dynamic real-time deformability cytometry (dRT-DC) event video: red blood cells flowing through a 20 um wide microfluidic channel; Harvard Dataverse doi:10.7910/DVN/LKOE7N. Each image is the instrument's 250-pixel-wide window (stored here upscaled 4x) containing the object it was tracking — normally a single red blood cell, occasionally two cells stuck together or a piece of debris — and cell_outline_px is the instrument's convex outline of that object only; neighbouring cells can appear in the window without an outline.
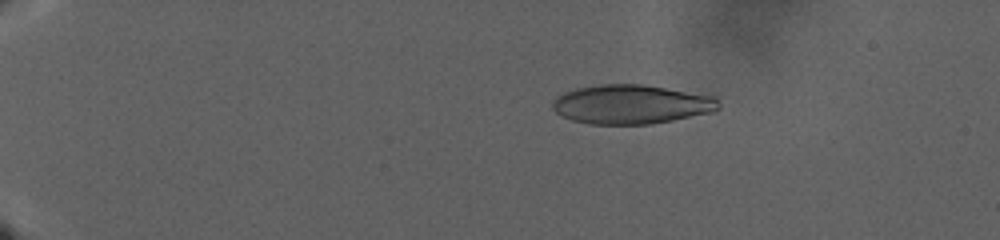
{"species": "human", "species_latin": "Homo sapiens", "temperature_condition": "warm", "stored_images_in_passage": 164, "camera_frame_rate_fps": 3000, "um_per_image_px": 0.085, "donor": {"sex": "male"}, "frame": {"image": 1, "passage_image": 36, "time_ms": 11.667, "image_size_px": [1000, 240], "cell_outline_px": [[720, 108], [712, 112], [672, 120], [648, 124], [588, 124], [572, 120], [560, 116], [552, 108], [552, 100], [556, 96], [564, 92], [576, 88], [600, 84], [644, 84], [716, 96], [720, 104]], "centroid_in_image_um": [53.64, 8.86], "position_along_channel_um": 31.4, "area_um2": 38.21}}
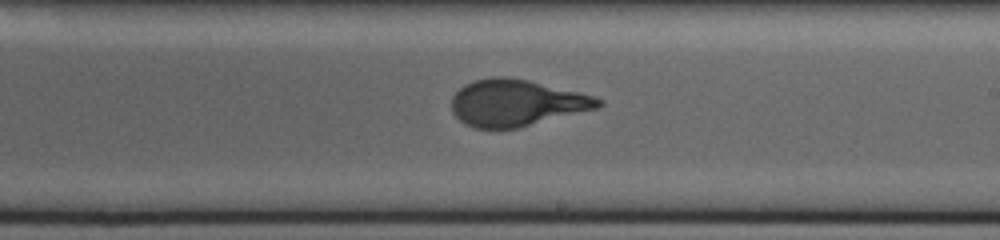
{"frame": {"image": 2, "passage_image": 108, "time_ms": 35.667, "image_size_px": [1000, 240], "cell_outline_px": [[604, 104], [600, 108], [520, 128], [476, 128], [464, 124], [452, 112], [452, 96], [464, 84], [472, 80], [492, 76], [508, 76], [528, 80], [580, 92], [596, 96], [604, 100]], "centroid_in_image_um": [43.94, 8.74], "position_along_channel_um": 245.1, "area_um2": 40.4}}
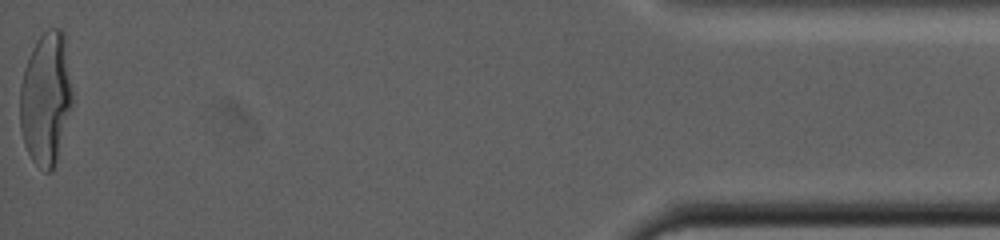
{"frame": {"image": 3, "passage_image": 164, "time_ms": 54.333, "image_size_px": [1000, 240], "cell_outline_px": [[72, 104], [56, 160], [52, 172], [44, 172], [32, 160], [24, 144], [20, 128], [20, 84], [24, 68], [32, 48], [36, 40], [48, 28], [60, 28], [64, 32], [72, 92]], "centroid_in_image_um": [3.88, 8.36], "position_along_channel_um": 431.3, "area_um2": 40.46}}